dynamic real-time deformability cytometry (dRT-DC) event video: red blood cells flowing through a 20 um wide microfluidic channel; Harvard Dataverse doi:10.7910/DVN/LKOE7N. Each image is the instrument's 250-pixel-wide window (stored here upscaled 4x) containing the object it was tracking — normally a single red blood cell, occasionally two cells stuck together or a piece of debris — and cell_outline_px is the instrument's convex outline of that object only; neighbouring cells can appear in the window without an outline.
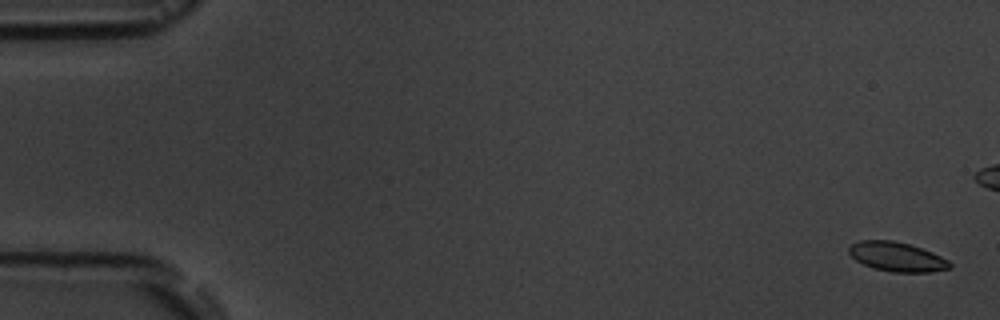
{"species": "common noctule bat (a hibernating species)", "species_latin": "Nyctalus noctula", "temperature_condition": "room temperature", "stored_images_in_passage": 9, "camera_frame_rate_fps": 3000, "um_per_image_px": 0.085, "animal": {"sex": "male", "body_mass_g": 19.5, "forearm_length_mm": 54.6}, "frame": {"image": 1, "passage_image": 1, "time_ms": 0.0, "image_size_px": [1000, 320], "cell_outline_px": [[952, 268], [932, 272], [892, 272], [872, 268], [856, 260], [848, 252], [848, 248], [852, 244], [860, 240], [892, 240], [908, 244], [932, 252], [948, 260], [952, 264]], "centroid_in_image_um": [76.24, 21.83], "position_along_channel_um": 8.8, "area_um2": 17.22}}
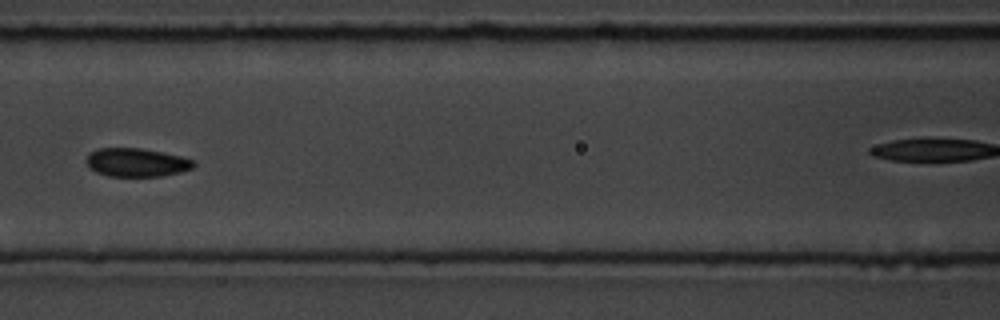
{"frame": {"image": 2, "passage_image": 8, "time_ms": 8.0, "image_size_px": [1000, 320], "cell_outline_px": [[196, 164], [192, 168], [180, 172], [160, 176], [108, 176], [96, 172], [88, 168], [84, 160], [88, 152], [100, 148], [140, 148], [180, 156], [196, 160]], "centroid_in_image_um": [11.55, 13.8], "position_along_channel_um": 155.0, "area_um2": 17.98}}